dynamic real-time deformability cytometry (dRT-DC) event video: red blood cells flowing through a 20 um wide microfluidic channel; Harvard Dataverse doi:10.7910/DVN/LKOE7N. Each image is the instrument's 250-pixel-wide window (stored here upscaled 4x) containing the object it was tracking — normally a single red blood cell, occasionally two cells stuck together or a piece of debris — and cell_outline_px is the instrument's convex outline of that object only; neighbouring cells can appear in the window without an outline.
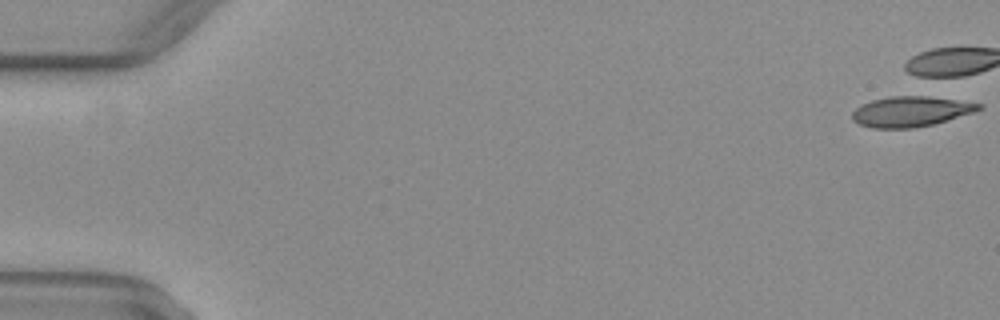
{"species": "common noctule bat (a hibernating species)", "species_latin": "Nyctalus noctula", "temperature_condition": "warm", "stored_images_in_passage": 1, "camera_frame_rate_fps": 3000, "um_per_image_px": 0.085, "animal": {"sex": "female", "body_mass_g": 29.2, "forearm_length_mm": 56.3}, "frame": {"image": 1, "passage_image": 1, "time_ms": 0.0, "image_size_px": [1000, 320], "cell_outline_px": [[984, 104], [980, 108], [972, 112], [932, 124], [912, 128], [872, 128], [860, 124], [852, 120], [852, 112], [856, 108], [872, 100], [892, 96], [916, 92], [920, 92]], "centroid_in_image_um": [77.45, 9.41], "position_along_channel_um": 7.6, "area_um2": 23.06}}